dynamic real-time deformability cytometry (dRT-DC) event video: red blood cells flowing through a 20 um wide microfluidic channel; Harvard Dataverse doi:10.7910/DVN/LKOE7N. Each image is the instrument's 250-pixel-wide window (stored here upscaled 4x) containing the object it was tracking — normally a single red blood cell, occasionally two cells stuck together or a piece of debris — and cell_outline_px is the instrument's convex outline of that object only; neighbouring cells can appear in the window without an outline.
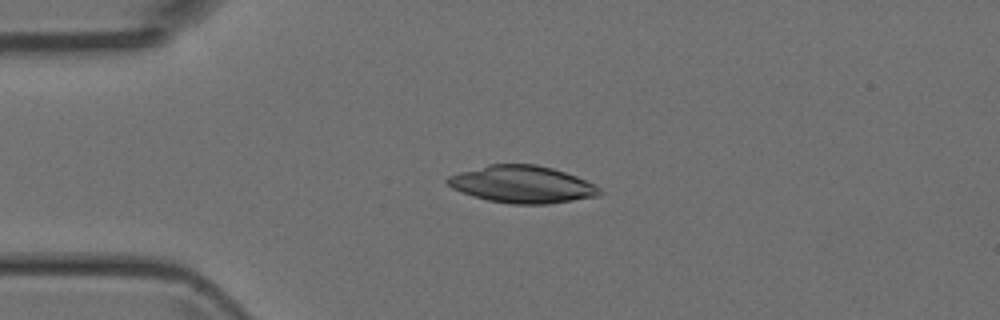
{"species": "Egyptian fruit bat (a non-hibernating species)", "species_latin": "Rousettus aegyptiacus", "temperature_condition": "room temperature", "stored_images_in_passage": 3, "camera_frame_rate_fps": 3000, "um_per_image_px": 0.085, "animal": {"sex": "female"}, "frame": {"image": 1, "passage_image": 2, "time_ms": 1.333, "image_size_px": [1000, 320], "cell_outline_px": [[604, 192], [600, 196], [548, 204], [508, 204], [488, 200], [472, 196], [460, 192], [452, 188], [444, 180], [448, 176], [460, 172], [488, 164], [536, 164], [552, 168], [576, 176], [600, 188]], "centroid_in_image_um": [44.37, 15.68], "position_along_channel_um": 40.6, "area_um2": 33.06}}